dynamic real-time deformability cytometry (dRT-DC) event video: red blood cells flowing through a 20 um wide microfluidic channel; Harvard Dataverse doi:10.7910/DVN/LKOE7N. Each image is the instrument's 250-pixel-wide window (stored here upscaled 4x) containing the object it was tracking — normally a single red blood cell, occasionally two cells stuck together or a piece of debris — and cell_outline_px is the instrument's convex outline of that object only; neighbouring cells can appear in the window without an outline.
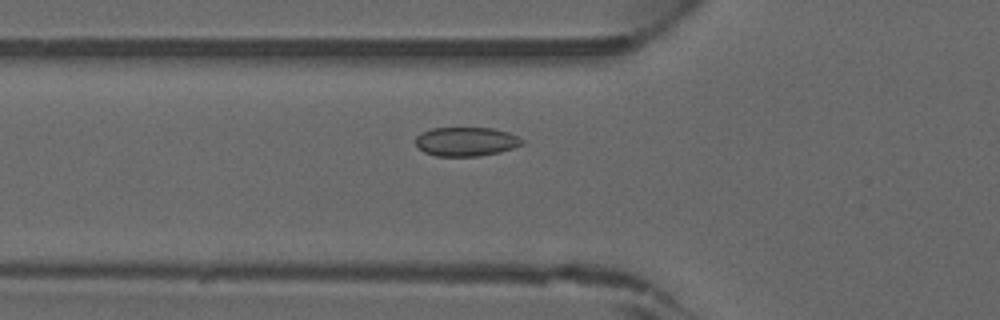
{"species": "common noctule bat (a hibernating species)", "species_latin": "Nyctalus noctula", "temperature_condition": "warm", "stored_images_in_passage": 38, "camera_frame_rate_fps": 3000, "um_per_image_px": 0.085, "animal": {"sex": "male", "forearm_length_mm": 52.5}, "frame": {"image": 1, "passage_image": 9, "time_ms": 2.667, "image_size_px": [1000, 320], "cell_outline_px": [[524, 144], [500, 152], [480, 156], [436, 156], [424, 152], [416, 144], [416, 136], [420, 132], [432, 128], [492, 128], [508, 132], [524, 140]], "centroid_in_image_um": [39.61, 12.03], "position_along_channel_um": 86.2, "area_um2": 18.03}}
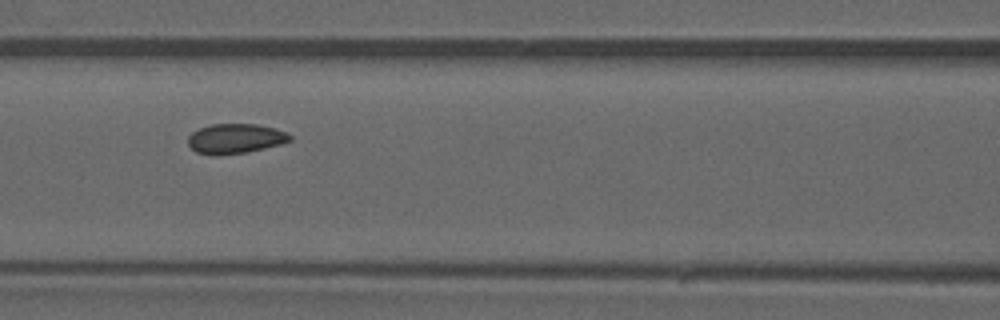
{"frame": {"image": 2, "passage_image": 13, "time_ms": 4.0, "image_size_px": [1000, 320], "cell_outline_px": [[292, 140], [280, 144], [248, 152], [196, 152], [188, 144], [188, 136], [192, 132], [200, 128], [212, 124], [256, 124], [276, 128], [292, 136]], "centroid_in_image_um": [20.05, 11.73], "position_along_channel_um": 146.6, "area_um2": 16.99}}
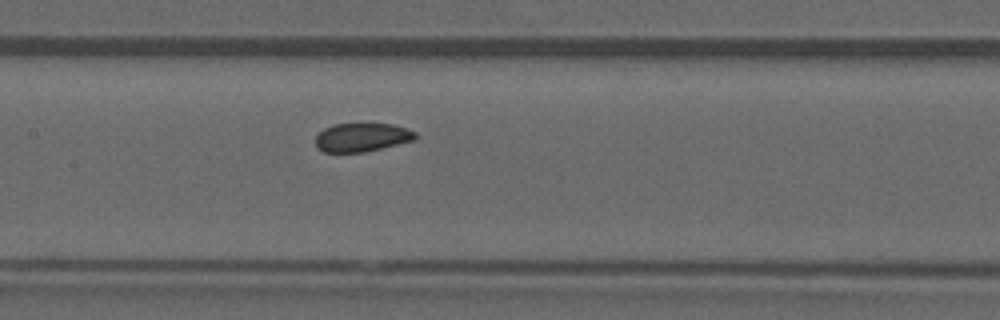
{"frame": {"image": 3, "passage_image": 15, "time_ms": 4.667, "image_size_px": [1000, 320], "cell_outline_px": [[420, 136], [416, 140], [364, 152], [324, 152], [316, 148], [316, 136], [324, 128], [332, 124], [392, 124], [416, 132]], "centroid_in_image_um": [30.78, 11.68], "position_along_channel_um": 176.6, "area_um2": 16.7}}